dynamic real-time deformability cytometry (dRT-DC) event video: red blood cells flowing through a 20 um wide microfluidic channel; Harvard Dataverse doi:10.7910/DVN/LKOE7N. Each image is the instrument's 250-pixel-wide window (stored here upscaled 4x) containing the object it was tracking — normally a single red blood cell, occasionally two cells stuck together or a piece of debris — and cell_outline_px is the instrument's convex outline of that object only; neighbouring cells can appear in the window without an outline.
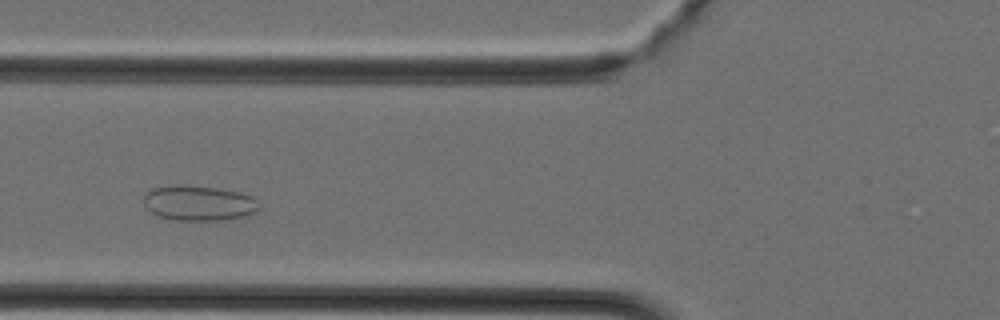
{"species": "Egyptian fruit bat (a non-hibernating species)", "species_latin": "Rousettus aegyptiacus", "temperature_condition": "cold", "stored_images_in_passage": 33, "camera_frame_rate_fps": 3000, "um_per_image_px": 0.085, "animal": {"sex": "female"}, "frame": {"image": 1, "passage_image": 8, "time_ms": 2.333, "image_size_px": [1000, 320], "cell_outline_px": [[260, 208], [256, 212], [240, 216], [220, 220], [176, 220], [156, 216], [144, 204], [144, 192], [152, 188], [168, 184], [180, 184], [216, 188], [240, 192], [252, 196], [260, 204]], "centroid_in_image_um": [16.85, 17.24], "position_along_channel_um": 108.9, "area_um2": 23.81}}
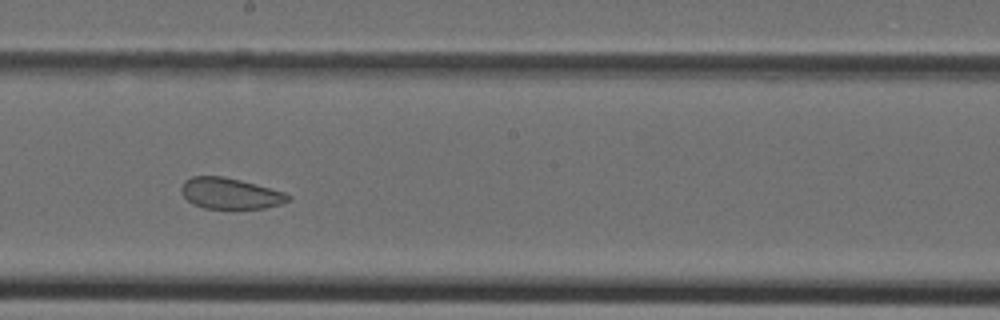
{"frame": {"image": 2, "passage_image": 15, "time_ms": 4.667, "image_size_px": [1000, 320], "cell_outline_px": [[292, 196], [288, 200], [280, 204], [264, 208], [204, 208], [192, 204], [180, 192], [180, 188], [184, 180], [192, 176], [224, 176], [240, 180], [284, 192]], "centroid_in_image_um": [19.52, 16.43], "position_along_channel_um": 228.7, "area_um2": 19.19}}
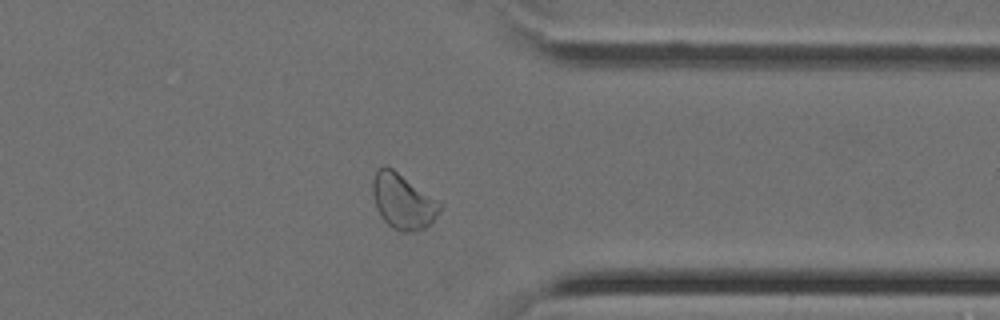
{"frame": {"image": 3, "passage_image": 24, "time_ms": 7.667, "image_size_px": [1000, 320], "cell_outline_px": [[444, 204], [432, 224], [416, 232], [400, 232], [392, 228], [380, 216], [376, 208], [372, 192], [372, 180], [376, 168], [384, 164], [392, 168]], "centroid_in_image_um": [34.25, 17.12], "position_along_channel_um": 377.2, "area_um2": 22.08}}